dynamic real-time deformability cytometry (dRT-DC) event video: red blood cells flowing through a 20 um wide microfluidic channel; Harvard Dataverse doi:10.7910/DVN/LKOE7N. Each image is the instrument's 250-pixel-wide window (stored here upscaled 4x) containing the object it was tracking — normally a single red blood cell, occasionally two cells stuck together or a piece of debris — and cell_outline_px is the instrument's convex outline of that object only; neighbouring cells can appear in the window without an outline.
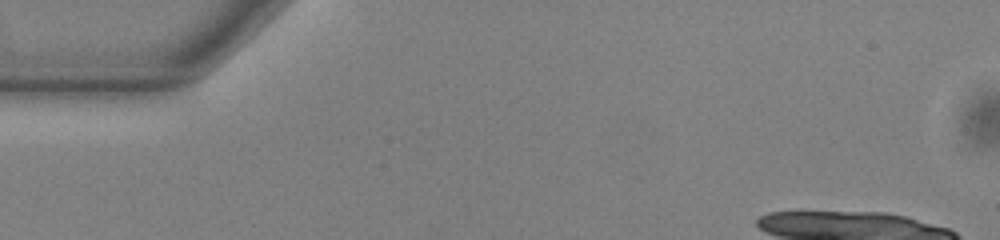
{"species": "common noctule bat (a hibernating species)", "species_latin": "Nyctalus noctula", "temperature_condition": "warm", "stored_images_in_passage": 1, "camera_frame_rate_fps": 3000, "um_per_image_px": 0.085, "animal": {"sex": "male", "body_mass_g": 13.0, "forearm_length_mm": 53.1}, "frame": {"image": 1, "passage_image": 1, "time_ms": 0.0, "image_size_px": [1000, 240], "cell_outline_px": [[244, 20], [240, 28], [220, 48], [208, 56], [192, 64], [160, 64], [164, 60], [236, 16], [244, 12]], "centroid_in_image_um": [17.58, 3.68], "position_along_channel_um": 67.4, "area_um2": 10.06}}